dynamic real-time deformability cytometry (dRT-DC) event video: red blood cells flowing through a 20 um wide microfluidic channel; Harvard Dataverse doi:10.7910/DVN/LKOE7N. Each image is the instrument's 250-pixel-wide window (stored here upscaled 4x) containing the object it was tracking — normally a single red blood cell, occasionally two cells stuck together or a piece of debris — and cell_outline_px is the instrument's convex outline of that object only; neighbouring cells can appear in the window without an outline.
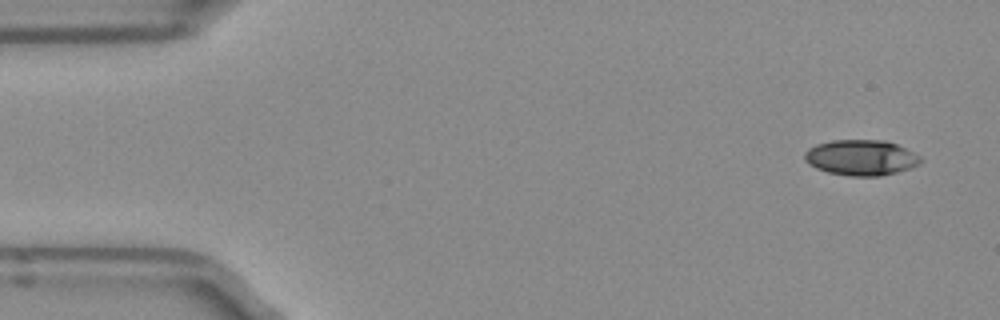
{"species": "Egyptian fruit bat (a non-hibernating species)", "species_latin": "Rousettus aegyptiacus", "temperature_condition": "room temperature", "stored_images_in_passage": 4, "camera_frame_rate_fps": 3000, "um_per_image_px": 0.085, "frame": {"image": 1, "passage_image": 1, "time_ms": 0.0, "image_size_px": [1000, 320], "cell_outline_px": [[924, 160], [920, 164], [912, 168], [880, 176], [848, 176], [828, 172], [816, 168], [804, 160], [804, 152], [808, 148], [816, 144], [832, 140], [884, 140], [896, 144], [920, 156]], "centroid_in_image_um": [73.19, 13.4], "position_along_channel_um": 11.8, "area_um2": 24.16}}
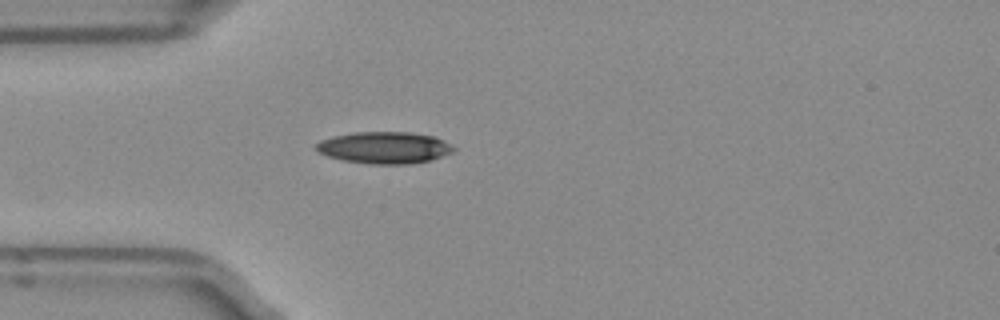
{"frame": {"image": 2, "passage_image": 4, "time_ms": 1.0, "image_size_px": [1000, 320], "cell_outline_px": [[456, 148], [452, 152], [432, 160], [408, 164], [372, 164], [344, 160], [328, 156], [320, 152], [316, 148], [316, 144], [320, 140], [336, 136], [356, 132], [408, 132], [436, 136], [444, 140]], "centroid_in_image_um": [32.73, 12.55], "position_along_channel_um": 52.3, "area_um2": 25.32}}